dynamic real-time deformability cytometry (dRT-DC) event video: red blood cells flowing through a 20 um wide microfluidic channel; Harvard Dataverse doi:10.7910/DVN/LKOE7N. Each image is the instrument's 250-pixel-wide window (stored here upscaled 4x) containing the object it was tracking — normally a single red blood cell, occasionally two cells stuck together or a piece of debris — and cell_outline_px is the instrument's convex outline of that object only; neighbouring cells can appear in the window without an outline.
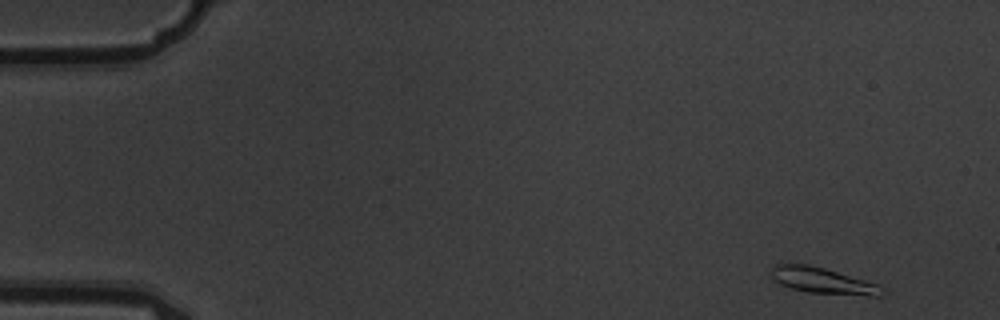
{"species": "common noctule bat (a hibernating species)", "species_latin": "Nyctalus noctula", "temperature_condition": "warm", "stored_images_in_passage": 5, "camera_frame_rate_fps": 3000, "um_per_image_px": 0.085, "animal": {"sex": "male", "body_mass_g": 19.5, "forearm_length_mm": 54.6}, "frame": {"image": 1, "passage_image": 1, "time_ms": 0.0, "image_size_px": [1000, 320], "cell_outline_px": [[884, 296], [868, 296], [808, 292], [792, 288], [780, 284], [772, 276], [772, 268], [776, 264], [808, 264], [824, 268], [864, 280], [876, 284], [884, 292]], "centroid_in_image_um": [69.94, 23.86], "position_along_channel_um": 15.1, "area_um2": 16.42}}